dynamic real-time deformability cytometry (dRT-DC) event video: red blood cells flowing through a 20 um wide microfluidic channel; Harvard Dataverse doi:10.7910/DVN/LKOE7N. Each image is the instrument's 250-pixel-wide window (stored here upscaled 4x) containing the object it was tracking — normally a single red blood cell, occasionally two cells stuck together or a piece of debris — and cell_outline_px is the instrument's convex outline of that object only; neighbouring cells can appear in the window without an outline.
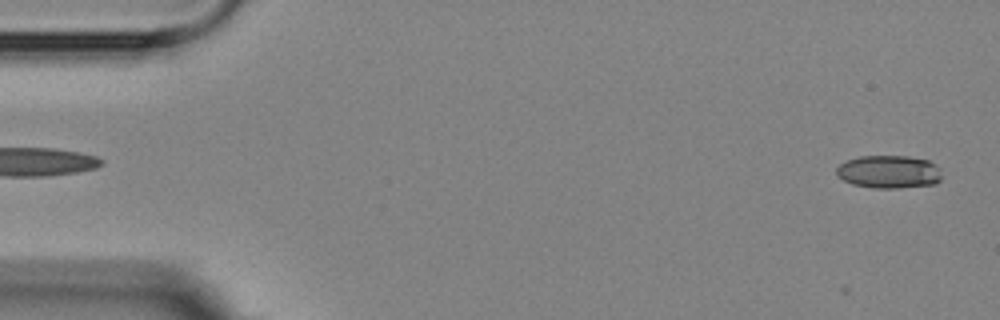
{"species": "Egyptian fruit bat (a non-hibernating species)", "species_latin": "Rousettus aegyptiacus", "temperature_condition": "room temperature", "stored_images_in_passage": 3, "segment_of_instrument_passage": [2, 2], "camera_frame_rate_fps": 3000, "um_per_image_px": 0.085, "animal": {"sex": "female"}, "frame": {"image": 1, "passage_image": 3, "time_ms": 2.667, "image_size_px": [1000, 320], "cell_outline_px": [[940, 180], [936, 184], [896, 188], [872, 188], [852, 184], [836, 176], [836, 168], [840, 164], [848, 160], [860, 156], [908, 156], [928, 160], [936, 164], [940, 168]], "centroid_in_image_um": [75.56, 14.6], "position_along_channel_um": 9.4, "area_um2": 20.35}}